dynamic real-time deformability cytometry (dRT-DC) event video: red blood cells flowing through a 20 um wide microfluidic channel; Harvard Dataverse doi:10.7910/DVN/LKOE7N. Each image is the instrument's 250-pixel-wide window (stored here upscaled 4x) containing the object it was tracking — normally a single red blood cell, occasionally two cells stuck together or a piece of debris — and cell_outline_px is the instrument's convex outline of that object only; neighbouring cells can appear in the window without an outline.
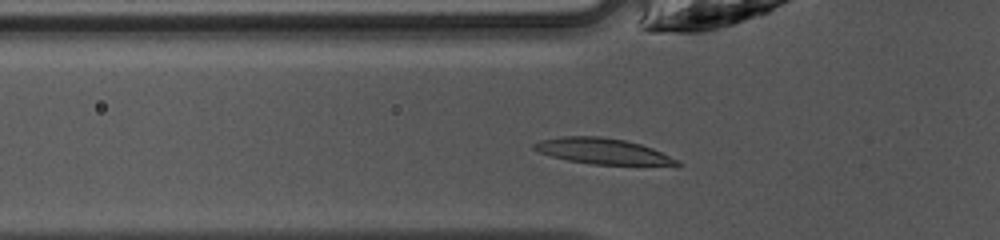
{"species": "common noctule bat (a hibernating species)", "species_latin": "Nyctalus noctula", "temperature_condition": "warm", "stored_images_in_passage": 34, "camera_frame_rate_fps": 3000, "um_per_image_px": 0.085, "animal": {"sex": "female", "body_mass_g": 10.0, "forearm_length_mm": 53.1}, "frame": {"image": 1, "passage_image": 3, "time_ms": 0.667, "image_size_px": [1000, 240], "cell_outline_px": [[684, 164], [680, 168], [592, 164], [568, 160], [552, 156], [540, 152], [532, 148], [532, 144], [540, 140], [560, 136], [600, 136], [624, 140], [640, 144], [652, 148], [680, 160]], "centroid_in_image_um": [51.43, 12.9], "position_along_channel_um": 74.4, "area_um2": 22.43}}
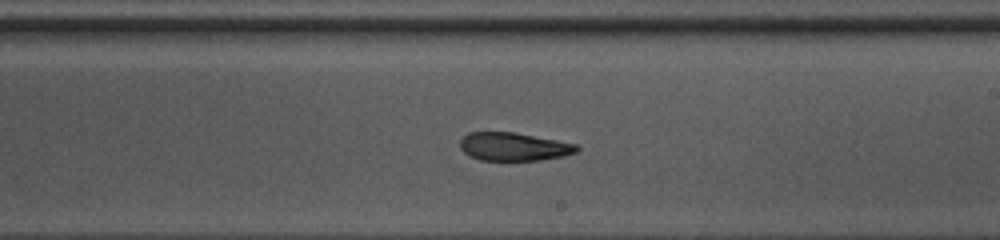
{"frame": {"image": 2, "passage_image": 15, "time_ms": 4.667, "image_size_px": [1000, 240], "cell_outline_px": [[580, 148], [576, 152], [564, 156], [540, 160], [480, 160], [468, 156], [460, 148], [460, 140], [468, 132], [516, 132], [576, 144]], "centroid_in_image_um": [43.65, 12.46], "position_along_channel_um": 245.4, "area_um2": 19.25}}
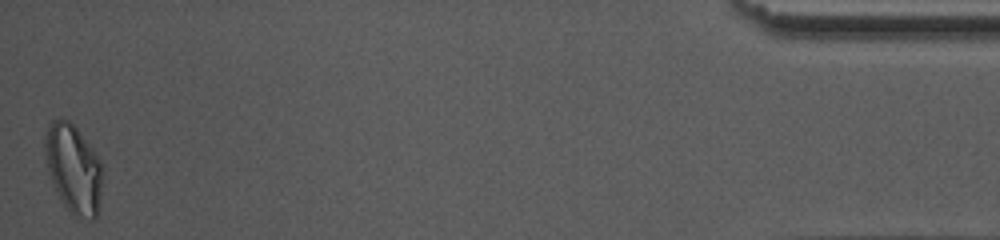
{"frame": {"image": 3, "passage_image": 34, "time_ms": 11.0, "image_size_px": [1000, 240], "cell_outline_px": [[104, 164], [100, 204], [96, 220], [92, 220], [72, 216], [64, 204], [48, 172], [44, 148], [44, 144], [48, 124], [52, 120], [68, 120], [76, 128], [92, 148]], "centroid_in_image_um": [6.29, 14.38], "position_along_channel_um": 428.9, "area_um2": 29.88}, "authors_computed_cell_mechanics": {"area_um2": 20.6635, "velocity_mm_per_s": 4.2297, "shape_relaxation_time_tau1_ms": 9.1322, "shape_relaxation_time_tau2_ms": 3.1235, "deformation_change_tau1": 0.2687, "deformation_change_tau2": 0.1128}}